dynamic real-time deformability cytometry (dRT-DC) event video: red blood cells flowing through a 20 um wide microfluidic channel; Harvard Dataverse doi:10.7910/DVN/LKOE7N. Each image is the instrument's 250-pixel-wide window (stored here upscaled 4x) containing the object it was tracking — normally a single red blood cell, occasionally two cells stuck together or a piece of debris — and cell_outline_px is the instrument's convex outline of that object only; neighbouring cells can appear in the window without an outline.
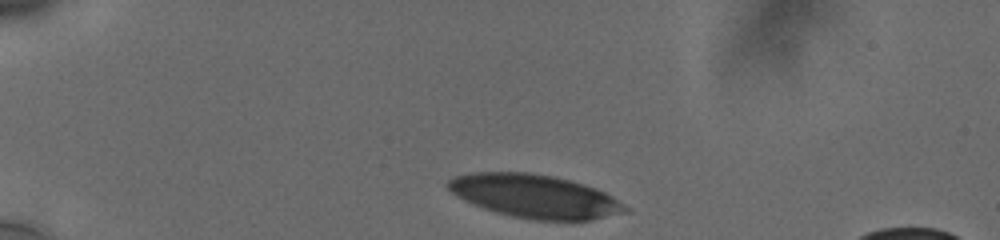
{"species": "human", "species_latin": "Homo sapiens", "temperature_condition": "cold", "stored_images_in_passage": 12, "camera_frame_rate_fps": 3000, "um_per_image_px": 0.085, "donor": {"sex": "male"}, "frame": {"image": 1, "passage_image": 1, "time_ms": 0.0, "image_size_px": [1000, 240], "cell_outline_px": [[632, 212], [592, 220], [532, 220], [512, 216], [496, 212], [472, 204], [456, 196], [444, 184], [452, 176], [472, 172], [528, 172], [552, 176], [568, 180], [604, 192], [612, 196], [628, 208]], "centroid_in_image_um": [45.43, 16.69], "position_along_channel_um": 39.6, "area_um2": 44.8}}
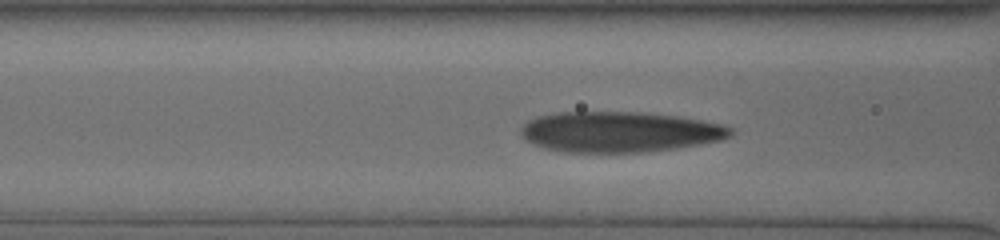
{"frame": {"image": 2, "passage_image": 10, "time_ms": 3.667, "image_size_px": [1000, 240], "cell_outline_px": [[732, 136], [724, 140], [676, 148], [644, 152], [564, 152], [544, 148], [532, 144], [520, 132], [520, 128], [528, 120], [536, 116], [556, 112], [640, 112], [680, 116], [724, 124], [732, 128]], "centroid_in_image_um": [52.69, 11.2], "position_along_channel_um": 113.9, "area_um2": 49.94}}